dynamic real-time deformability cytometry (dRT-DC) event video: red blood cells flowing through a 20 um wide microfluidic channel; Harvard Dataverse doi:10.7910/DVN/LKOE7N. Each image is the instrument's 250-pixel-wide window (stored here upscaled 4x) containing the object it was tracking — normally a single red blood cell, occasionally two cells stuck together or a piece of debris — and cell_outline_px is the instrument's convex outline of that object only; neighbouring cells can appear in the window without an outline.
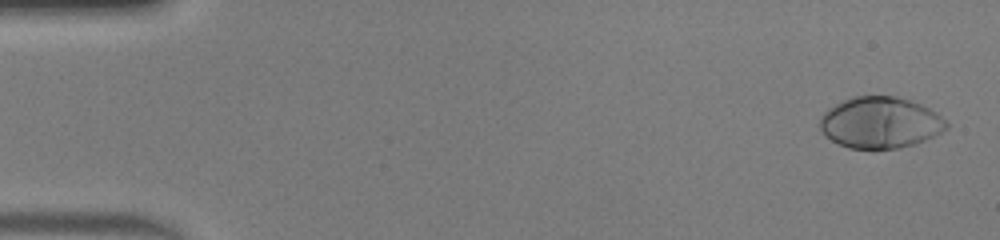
{"species": "human", "species_latin": "Homo sapiens", "temperature_condition": "warm", "stored_images_in_passage": 48, "camera_frame_rate_fps": 3000, "um_per_image_px": 0.085, "donor": {"sex": "male"}, "frame": {"image": 1, "passage_image": 2, "time_ms": 0.333, "image_size_px": [1000, 240], "cell_outline_px": [[948, 128], [916, 144], [900, 148], [848, 148], [824, 136], [820, 128], [820, 116], [828, 108], [852, 96], [896, 96], [920, 104], [936, 112], [948, 124]], "centroid_in_image_um": [74.79, 10.42], "position_along_channel_um": 10.2, "area_um2": 37.63}}
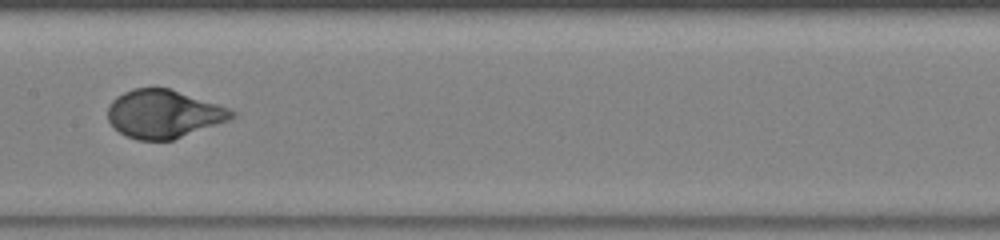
{"frame": {"image": 2, "passage_image": 25, "time_ms": 8.0, "image_size_px": [1000, 240], "cell_outline_px": [[236, 116], [228, 120], [172, 140], [136, 140], [120, 132], [108, 120], [108, 104], [116, 96], [132, 88], [168, 88], [228, 108], [236, 112]], "centroid_in_image_um": [13.87, 9.68], "position_along_channel_um": 193.5, "area_um2": 34.33}}
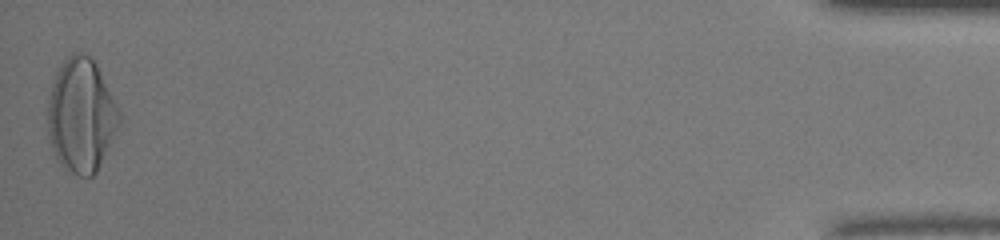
{"frame": {"image": 3, "passage_image": 48, "time_ms": 15.667, "image_size_px": [1000, 240], "cell_outline_px": [[120, 124], [96, 172], [92, 176], [80, 176], [64, 168], [60, 164], [52, 148], [48, 136], [48, 100], [52, 84], [64, 60], [68, 56], [76, 52], [84, 52], [92, 56], [120, 112]], "centroid_in_image_um": [6.9, 9.81], "position_along_channel_um": 428.3, "area_um2": 46.93}, "authors_computed_cell_mechanics": {"area_um2": 36.0383, "velocity_mm_per_s": 4.281, "shape_relaxation_time_tau1_ms": 2.443, "shape_relaxation_time_tau2_ms": null, "deformation_change_tau1": 0.2138, "deformation_change_tau2": null}}